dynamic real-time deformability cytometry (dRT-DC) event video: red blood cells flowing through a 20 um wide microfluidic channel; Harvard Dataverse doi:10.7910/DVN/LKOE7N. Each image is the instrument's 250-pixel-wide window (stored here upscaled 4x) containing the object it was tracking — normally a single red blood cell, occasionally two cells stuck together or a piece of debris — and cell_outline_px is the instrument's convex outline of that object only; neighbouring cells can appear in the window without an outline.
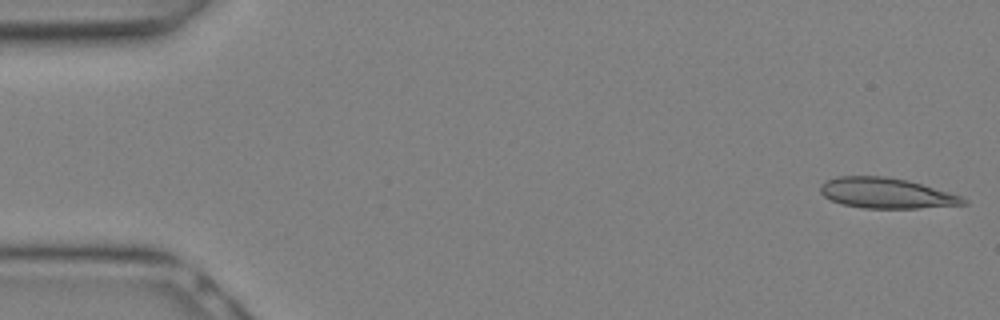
{"species": "Egyptian fruit bat (a non-hibernating species)", "species_latin": "Rousettus aegyptiacus", "temperature_condition": "warm", "stored_images_in_passage": 10, "camera_frame_rate_fps": 3000, "um_per_image_px": 0.085, "animal": {"sex": "female"}, "frame": {"image": 1, "passage_image": 1, "time_ms": 0.0, "image_size_px": [1000, 320], "cell_outline_px": [[968, 204], [916, 208], [864, 208], [840, 204], [824, 196], [820, 192], [820, 184], [836, 176], [888, 176], [908, 180], [948, 192], [960, 196], [968, 200]], "centroid_in_image_um": [75.31, 16.41], "position_along_channel_um": 9.7, "area_um2": 25.32}}
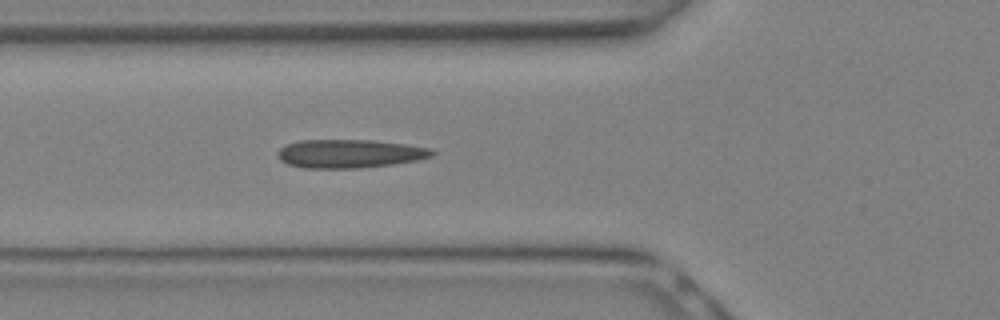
{"frame": {"image": 2, "passage_image": 10, "time_ms": 3.0, "image_size_px": [1000, 320], "cell_outline_px": [[436, 152], [432, 156], [416, 160], [392, 164], [360, 168], [304, 168], [288, 164], [280, 160], [276, 152], [284, 144], [300, 140], [372, 140], [404, 144], [432, 148]], "centroid_in_image_um": [29.69, 13.05], "position_along_channel_um": 96.1, "area_um2": 25.72}}